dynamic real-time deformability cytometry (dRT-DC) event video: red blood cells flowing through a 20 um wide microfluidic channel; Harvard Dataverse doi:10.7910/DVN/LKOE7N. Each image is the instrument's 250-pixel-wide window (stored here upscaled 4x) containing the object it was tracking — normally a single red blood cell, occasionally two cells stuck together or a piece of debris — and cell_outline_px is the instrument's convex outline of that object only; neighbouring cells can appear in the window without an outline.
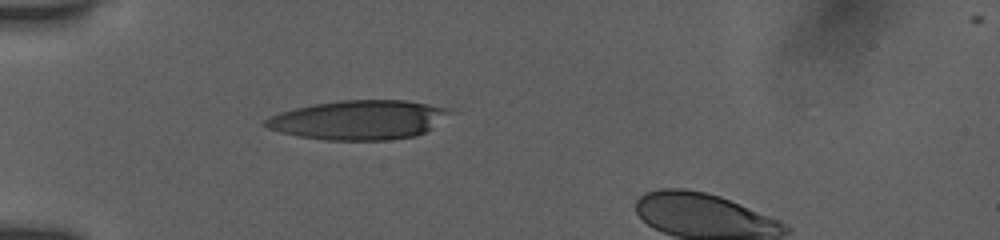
{"species": "human", "species_latin": "Homo sapiens", "temperature_condition": "room temperature", "stored_images_in_passage": 32, "camera_frame_rate_fps": 3000, "um_per_image_px": 0.085, "donor": {"sex": "female"}, "frame": {"image": 1, "passage_image": 1, "time_ms": 0.0, "image_size_px": [1000, 240], "cell_outline_px": [[448, 112], [424, 132], [416, 136], [388, 140], [328, 140], [300, 136], [280, 132], [268, 128], [264, 124], [264, 120], [268, 116], [280, 112], [296, 108], [316, 104], [340, 100], [404, 100], [444, 108]], "centroid_in_image_um": [30.37, 10.2], "position_along_channel_um": 54.6, "area_um2": 41.21}}
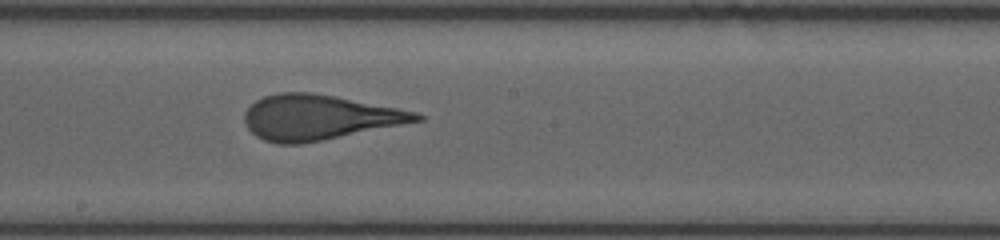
{"frame": {"image": 2, "passage_image": 15, "time_ms": 4.667, "image_size_px": [1000, 240], "cell_outline_px": [[424, 120], [300, 144], [276, 144], [264, 140], [256, 136], [244, 124], [244, 112], [256, 100], [264, 96], [280, 92], [308, 92], [332, 96], [396, 108], [416, 112], [424, 116]], "centroid_in_image_um": [27.05, 9.98], "position_along_channel_um": 221.2, "area_um2": 44.51}}
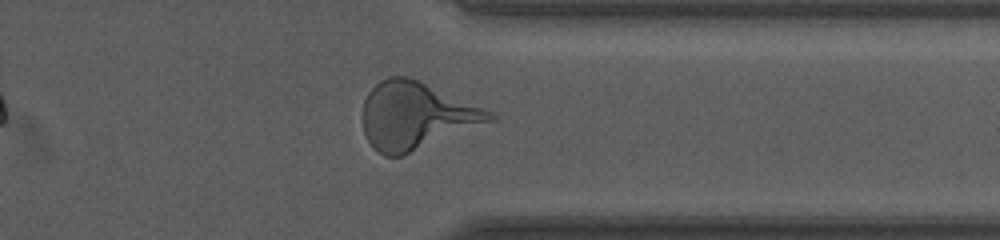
{"frame": {"image": 3, "passage_image": 27, "time_ms": 8.667, "image_size_px": [1000, 240], "cell_outline_px": [[496, 120], [400, 156], [384, 156], [372, 148], [364, 132], [364, 100], [368, 92], [380, 80], [388, 76], [408, 76], [492, 112], [496, 116]], "centroid_in_image_um": [35.34, 9.84], "position_along_channel_um": 376.1, "area_um2": 48.96}, "authors_computed_cell_mechanics": {"area_um2": 44.7661, "velocity_mm_per_s": 3.9123, "shape_relaxation_time_tau1_ms": 5.189, "shape_relaxation_time_tau2_ms": 0.8734, "deformation_change_tau1": 0.2069, "deformation_change_tau2": 0.1106}}